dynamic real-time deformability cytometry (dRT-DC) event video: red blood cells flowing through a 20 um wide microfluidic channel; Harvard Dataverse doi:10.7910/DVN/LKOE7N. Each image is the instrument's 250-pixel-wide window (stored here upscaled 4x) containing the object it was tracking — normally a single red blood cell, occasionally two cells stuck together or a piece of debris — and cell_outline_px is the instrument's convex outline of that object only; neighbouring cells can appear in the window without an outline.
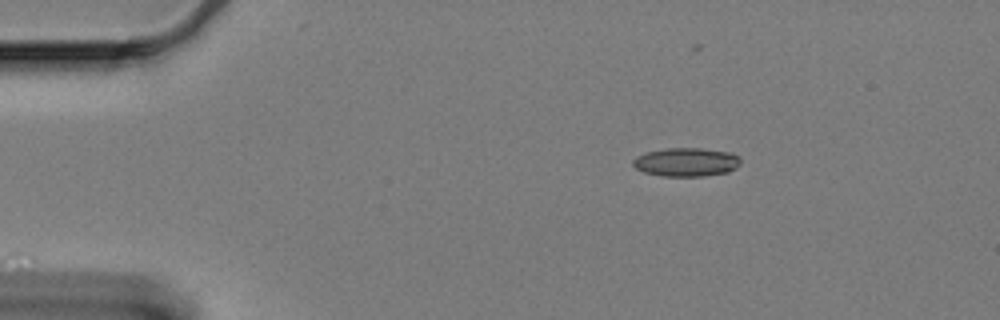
{"species": "Egyptian fruit bat (a non-hibernating species)", "species_latin": "Rousettus aegyptiacus", "temperature_condition": "cold", "stored_images_in_passage": 23, "camera_frame_rate_fps": 3000, "um_per_image_px": 0.085, "animal": {"sex": "female"}, "frame": {"image": 1, "passage_image": 1, "time_ms": 0.0, "image_size_px": [1000, 320], "cell_outline_px": [[740, 164], [736, 168], [728, 172], [704, 176], [664, 176], [644, 172], [636, 168], [632, 164], [632, 160], [636, 156], [644, 152], [664, 148], [700, 148], [732, 152], [740, 156]], "centroid_in_image_um": [58.34, 13.76], "position_along_channel_um": 26.7, "area_um2": 18.21}}
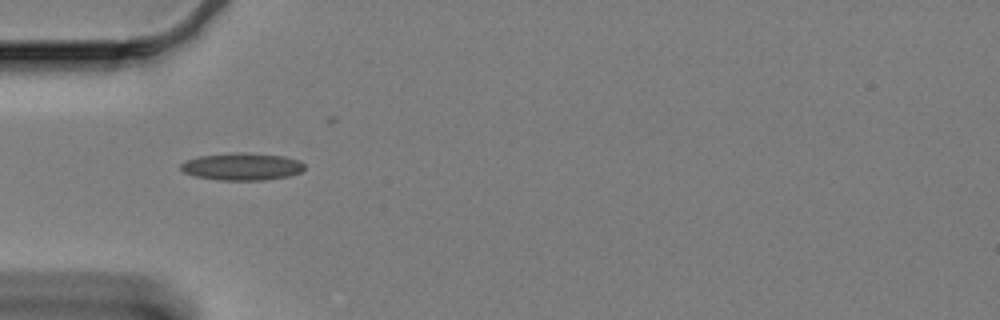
{"frame": {"image": 2, "passage_image": 10, "time_ms": 3.0, "image_size_px": [1000, 320], "cell_outline_px": [[304, 168], [300, 172], [288, 176], [264, 180], [220, 180], [196, 176], [184, 172], [180, 168], [180, 164], [188, 160], [200, 156], [236, 152], [248, 152], [284, 156], [300, 160], [304, 164]], "centroid_in_image_um": [20.6, 14.15], "position_along_channel_um": 64.4, "area_um2": 19.65}}
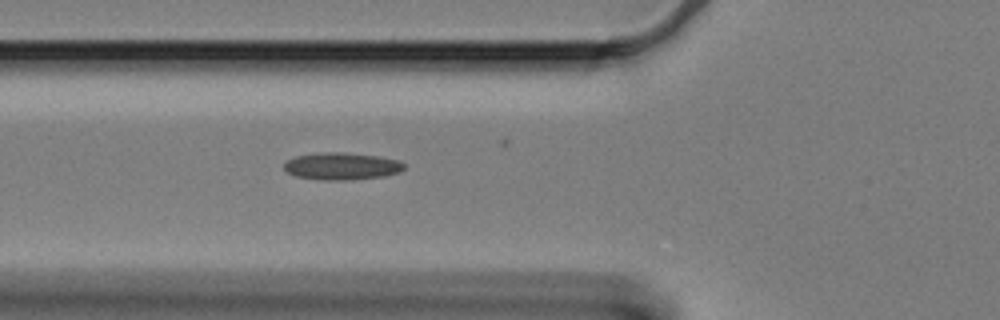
{"frame": {"image": 3, "passage_image": 13, "time_ms": 4.0, "image_size_px": [1000, 320], "cell_outline_px": [[404, 168], [400, 172], [384, 176], [348, 180], [320, 180], [296, 176], [288, 172], [284, 168], [284, 164], [288, 160], [296, 156], [324, 152], [344, 152], [380, 156], [400, 160], [404, 164]], "centroid_in_image_um": [29.08, 14.12], "position_along_channel_um": 96.7, "area_um2": 19.07}}